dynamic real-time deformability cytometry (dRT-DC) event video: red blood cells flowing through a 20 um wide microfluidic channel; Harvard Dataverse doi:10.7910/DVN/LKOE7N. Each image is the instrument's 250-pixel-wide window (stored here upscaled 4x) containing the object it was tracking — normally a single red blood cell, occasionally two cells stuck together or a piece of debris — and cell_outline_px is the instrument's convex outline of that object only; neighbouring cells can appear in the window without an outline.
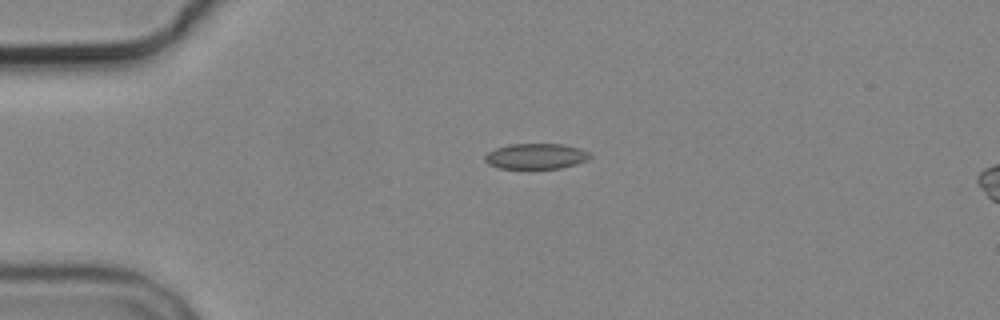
{"species": "common noctule bat (a hibernating species)", "species_latin": "Nyctalus noctula", "temperature_condition": "cold", "stored_images_in_passage": 6, "camera_frame_rate_fps": 3000, "um_per_image_px": 0.085, "animal": {"sex": "male", "body_mass_g": 19.2, "forearm_length_mm": 51.8}, "frame": {"image": 1, "passage_image": 2, "time_ms": 3.0, "image_size_px": [1000, 320], "cell_outline_px": [[592, 156], [588, 160], [576, 164], [560, 168], [528, 172], [500, 168], [488, 164], [484, 160], [484, 156], [488, 152], [496, 148], [512, 144], [564, 144], [580, 148], [588, 152]], "centroid_in_image_um": [45.54, 13.33], "position_along_channel_um": 39.5, "area_um2": 16.47}}
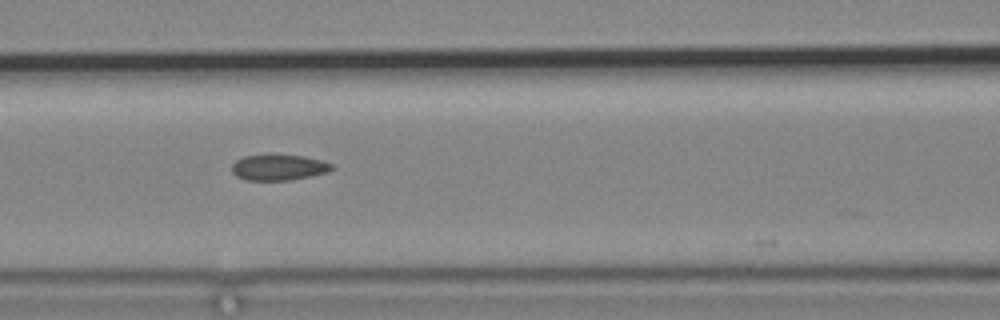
{"frame": {"image": 2, "passage_image": 5, "time_ms": 6.667, "image_size_px": [1000, 320], "cell_outline_px": [[336, 168], [328, 172], [288, 180], [248, 180], [236, 176], [232, 172], [232, 164], [236, 160], [244, 156], [304, 156], [320, 160], [332, 164]], "centroid_in_image_um": [23.69, 14.24], "position_along_channel_um": 142.9, "area_um2": 14.62}}
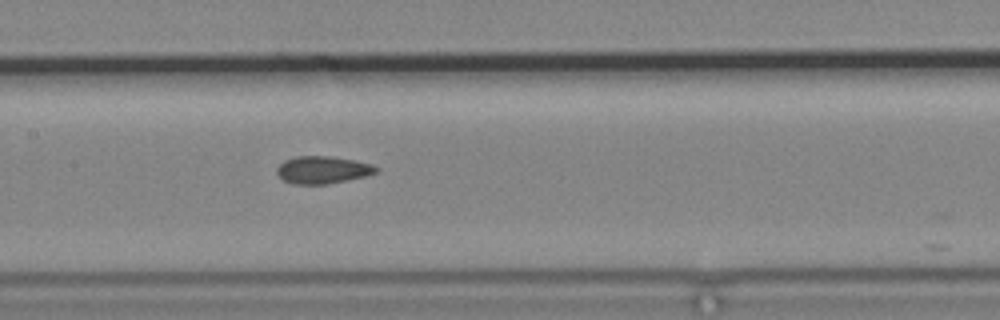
{"frame": {"image": 3, "passage_image": 6, "time_ms": 7.667, "image_size_px": [1000, 320], "cell_outline_px": [[380, 172], [368, 176], [328, 184], [296, 184], [284, 180], [276, 172], [276, 168], [284, 160], [296, 156], [332, 156], [356, 160], [372, 164], [380, 168]], "centroid_in_image_um": [27.5, 14.43], "position_along_channel_um": 179.9, "area_um2": 16.13}}